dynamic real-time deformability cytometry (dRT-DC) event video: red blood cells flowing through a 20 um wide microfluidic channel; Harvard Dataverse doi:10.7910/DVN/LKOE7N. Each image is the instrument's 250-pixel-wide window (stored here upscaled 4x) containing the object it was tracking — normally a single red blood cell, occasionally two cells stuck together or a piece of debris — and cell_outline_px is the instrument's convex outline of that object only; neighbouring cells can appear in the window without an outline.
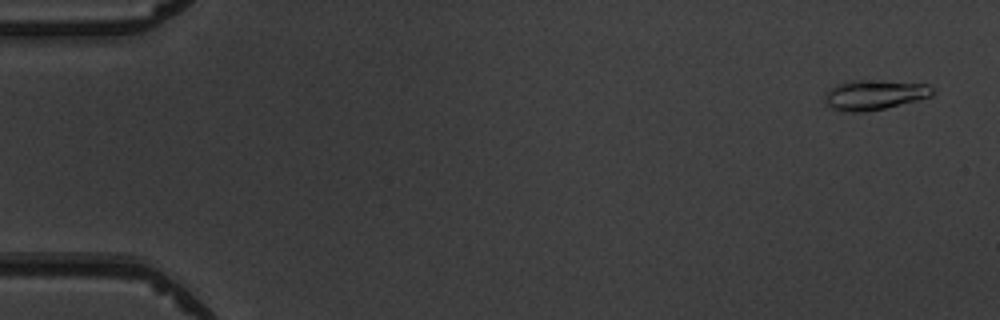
{"species": "common noctule bat (a hibernating species)", "species_latin": "Nyctalus noctula", "temperature_condition": "warm", "stored_images_in_passage": 7, "camera_frame_rate_fps": 3000, "um_per_image_px": 0.085, "animal": {"sex": "male", "body_mass_g": 19.5, "forearm_length_mm": 54.6}, "frame": {"image": 1, "passage_image": 1, "time_ms": 0.0, "image_size_px": [1000, 320], "cell_outline_px": [[932, 96], [884, 108], [864, 112], [844, 112], [832, 108], [824, 100], [824, 96], [832, 88], [840, 84], [852, 80], [880, 80], [928, 84], [932, 88]], "centroid_in_image_um": [74.32, 8.06], "position_along_channel_um": 10.7, "area_um2": 18.5}}
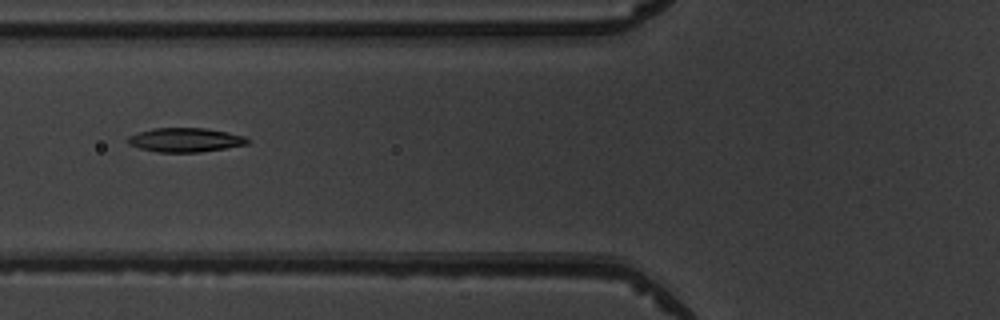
{"frame": {"image": 2, "passage_image": 6, "time_ms": 6.0, "image_size_px": [1000, 320], "cell_outline_px": [[252, 140], [248, 144], [200, 152], [156, 152], [140, 148], [128, 144], [124, 140], [128, 136], [152, 128], [204, 128], [228, 132], [244, 136]], "centroid_in_image_um": [15.74, 11.89], "position_along_channel_um": 110.1, "area_um2": 16.88}}
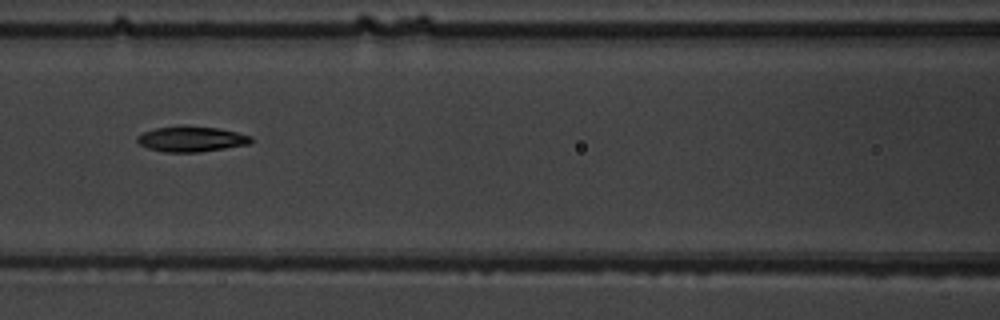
{"frame": {"image": 3, "passage_image": 7, "time_ms": 7.0, "image_size_px": [1000, 320], "cell_outline_px": [[252, 140], [248, 144], [200, 152], [164, 152], [148, 148], [140, 144], [136, 140], [136, 136], [144, 132], [156, 128], [180, 124], [184, 124], [216, 128], [236, 132], [252, 136]], "centroid_in_image_um": [16.22, 11.8], "position_along_channel_um": 150.4, "area_um2": 16.99}}